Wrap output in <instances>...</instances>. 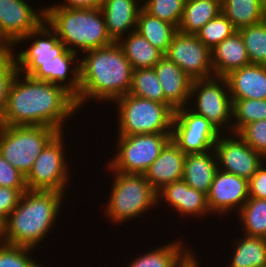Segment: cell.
Masks as SVG:
<instances>
[{
	"label": "cell",
	"mask_w": 266,
	"mask_h": 267,
	"mask_svg": "<svg viewBox=\"0 0 266 267\" xmlns=\"http://www.w3.org/2000/svg\"><path fill=\"white\" fill-rule=\"evenodd\" d=\"M114 172V183L108 201L106 216L122 223L140 216L158 203V192L146 180L145 175Z\"/></svg>",
	"instance_id": "cell-7"
},
{
	"label": "cell",
	"mask_w": 266,
	"mask_h": 267,
	"mask_svg": "<svg viewBox=\"0 0 266 267\" xmlns=\"http://www.w3.org/2000/svg\"><path fill=\"white\" fill-rule=\"evenodd\" d=\"M192 96H196L194 102L196 109L192 108L193 112L204 116L221 133H223L221 129L225 127L230 126L226 130H232V126L228 123H233L229 120L232 117L233 102L225 77L214 76L193 80L190 98H193Z\"/></svg>",
	"instance_id": "cell-9"
},
{
	"label": "cell",
	"mask_w": 266,
	"mask_h": 267,
	"mask_svg": "<svg viewBox=\"0 0 266 267\" xmlns=\"http://www.w3.org/2000/svg\"><path fill=\"white\" fill-rule=\"evenodd\" d=\"M233 135L235 138L231 136L223 138L221 134L215 143L218 169L249 180L264 162V158L237 133Z\"/></svg>",
	"instance_id": "cell-13"
},
{
	"label": "cell",
	"mask_w": 266,
	"mask_h": 267,
	"mask_svg": "<svg viewBox=\"0 0 266 267\" xmlns=\"http://www.w3.org/2000/svg\"><path fill=\"white\" fill-rule=\"evenodd\" d=\"M104 0H65V4L55 5L53 7L62 8H101Z\"/></svg>",
	"instance_id": "cell-43"
},
{
	"label": "cell",
	"mask_w": 266,
	"mask_h": 267,
	"mask_svg": "<svg viewBox=\"0 0 266 267\" xmlns=\"http://www.w3.org/2000/svg\"><path fill=\"white\" fill-rule=\"evenodd\" d=\"M171 140V133L119 135L116 155L110 160V171L144 175Z\"/></svg>",
	"instance_id": "cell-8"
},
{
	"label": "cell",
	"mask_w": 266,
	"mask_h": 267,
	"mask_svg": "<svg viewBox=\"0 0 266 267\" xmlns=\"http://www.w3.org/2000/svg\"><path fill=\"white\" fill-rule=\"evenodd\" d=\"M13 51L0 57V124L5 112L8 92L11 83L18 72Z\"/></svg>",
	"instance_id": "cell-38"
},
{
	"label": "cell",
	"mask_w": 266,
	"mask_h": 267,
	"mask_svg": "<svg viewBox=\"0 0 266 267\" xmlns=\"http://www.w3.org/2000/svg\"><path fill=\"white\" fill-rule=\"evenodd\" d=\"M79 61L80 90L77 107L89 99L115 101L129 93L133 69L117 42L85 51Z\"/></svg>",
	"instance_id": "cell-2"
},
{
	"label": "cell",
	"mask_w": 266,
	"mask_h": 267,
	"mask_svg": "<svg viewBox=\"0 0 266 267\" xmlns=\"http://www.w3.org/2000/svg\"><path fill=\"white\" fill-rule=\"evenodd\" d=\"M32 248L16 246L0 240V267H44L29 256Z\"/></svg>",
	"instance_id": "cell-37"
},
{
	"label": "cell",
	"mask_w": 266,
	"mask_h": 267,
	"mask_svg": "<svg viewBox=\"0 0 266 267\" xmlns=\"http://www.w3.org/2000/svg\"><path fill=\"white\" fill-rule=\"evenodd\" d=\"M186 154L170 140L146 171L145 178L158 192L165 185L181 180Z\"/></svg>",
	"instance_id": "cell-18"
},
{
	"label": "cell",
	"mask_w": 266,
	"mask_h": 267,
	"mask_svg": "<svg viewBox=\"0 0 266 267\" xmlns=\"http://www.w3.org/2000/svg\"><path fill=\"white\" fill-rule=\"evenodd\" d=\"M264 163L265 161L248 180L249 198L266 199V166Z\"/></svg>",
	"instance_id": "cell-42"
},
{
	"label": "cell",
	"mask_w": 266,
	"mask_h": 267,
	"mask_svg": "<svg viewBox=\"0 0 266 267\" xmlns=\"http://www.w3.org/2000/svg\"><path fill=\"white\" fill-rule=\"evenodd\" d=\"M193 254L189 250L174 267H199L195 254Z\"/></svg>",
	"instance_id": "cell-44"
},
{
	"label": "cell",
	"mask_w": 266,
	"mask_h": 267,
	"mask_svg": "<svg viewBox=\"0 0 266 267\" xmlns=\"http://www.w3.org/2000/svg\"><path fill=\"white\" fill-rule=\"evenodd\" d=\"M237 30L231 21L221 12L208 21L197 33V37L211 50Z\"/></svg>",
	"instance_id": "cell-35"
},
{
	"label": "cell",
	"mask_w": 266,
	"mask_h": 267,
	"mask_svg": "<svg viewBox=\"0 0 266 267\" xmlns=\"http://www.w3.org/2000/svg\"><path fill=\"white\" fill-rule=\"evenodd\" d=\"M118 105V135L171 133L175 111L159 103L126 94L115 100Z\"/></svg>",
	"instance_id": "cell-5"
},
{
	"label": "cell",
	"mask_w": 266,
	"mask_h": 267,
	"mask_svg": "<svg viewBox=\"0 0 266 267\" xmlns=\"http://www.w3.org/2000/svg\"><path fill=\"white\" fill-rule=\"evenodd\" d=\"M138 0H104L101 12L104 16L106 29L110 38L117 42L124 33L136 30L138 15L142 5ZM139 7V8H138Z\"/></svg>",
	"instance_id": "cell-21"
},
{
	"label": "cell",
	"mask_w": 266,
	"mask_h": 267,
	"mask_svg": "<svg viewBox=\"0 0 266 267\" xmlns=\"http://www.w3.org/2000/svg\"><path fill=\"white\" fill-rule=\"evenodd\" d=\"M263 19L266 20V0H262Z\"/></svg>",
	"instance_id": "cell-46"
},
{
	"label": "cell",
	"mask_w": 266,
	"mask_h": 267,
	"mask_svg": "<svg viewBox=\"0 0 266 267\" xmlns=\"http://www.w3.org/2000/svg\"><path fill=\"white\" fill-rule=\"evenodd\" d=\"M237 134L266 161V119L248 123Z\"/></svg>",
	"instance_id": "cell-39"
},
{
	"label": "cell",
	"mask_w": 266,
	"mask_h": 267,
	"mask_svg": "<svg viewBox=\"0 0 266 267\" xmlns=\"http://www.w3.org/2000/svg\"><path fill=\"white\" fill-rule=\"evenodd\" d=\"M63 197L57 191L26 190L1 225V241L36 248L54 226Z\"/></svg>",
	"instance_id": "cell-3"
},
{
	"label": "cell",
	"mask_w": 266,
	"mask_h": 267,
	"mask_svg": "<svg viewBox=\"0 0 266 267\" xmlns=\"http://www.w3.org/2000/svg\"><path fill=\"white\" fill-rule=\"evenodd\" d=\"M132 69L154 68L164 54L136 30L117 41Z\"/></svg>",
	"instance_id": "cell-25"
},
{
	"label": "cell",
	"mask_w": 266,
	"mask_h": 267,
	"mask_svg": "<svg viewBox=\"0 0 266 267\" xmlns=\"http://www.w3.org/2000/svg\"><path fill=\"white\" fill-rule=\"evenodd\" d=\"M129 94L151 101L165 103L164 92L154 68L133 70Z\"/></svg>",
	"instance_id": "cell-32"
},
{
	"label": "cell",
	"mask_w": 266,
	"mask_h": 267,
	"mask_svg": "<svg viewBox=\"0 0 266 267\" xmlns=\"http://www.w3.org/2000/svg\"><path fill=\"white\" fill-rule=\"evenodd\" d=\"M183 107L175 110L171 140L185 153L214 150L221 133L204 116Z\"/></svg>",
	"instance_id": "cell-11"
},
{
	"label": "cell",
	"mask_w": 266,
	"mask_h": 267,
	"mask_svg": "<svg viewBox=\"0 0 266 267\" xmlns=\"http://www.w3.org/2000/svg\"><path fill=\"white\" fill-rule=\"evenodd\" d=\"M45 21V9L35 12L24 0H0V35L13 46Z\"/></svg>",
	"instance_id": "cell-15"
},
{
	"label": "cell",
	"mask_w": 266,
	"mask_h": 267,
	"mask_svg": "<svg viewBox=\"0 0 266 267\" xmlns=\"http://www.w3.org/2000/svg\"><path fill=\"white\" fill-rule=\"evenodd\" d=\"M26 190L0 187V225L8 219L10 213L16 208L22 194Z\"/></svg>",
	"instance_id": "cell-41"
},
{
	"label": "cell",
	"mask_w": 266,
	"mask_h": 267,
	"mask_svg": "<svg viewBox=\"0 0 266 267\" xmlns=\"http://www.w3.org/2000/svg\"><path fill=\"white\" fill-rule=\"evenodd\" d=\"M76 56L75 52L66 49L61 55L49 60L48 63H43L31 77L36 80L63 85V83H60L65 82L67 75L72 71L73 75L70 77V84H66L65 87L76 97L80 90L79 62L75 61L77 59ZM72 62L78 65L70 70V66H73Z\"/></svg>",
	"instance_id": "cell-23"
},
{
	"label": "cell",
	"mask_w": 266,
	"mask_h": 267,
	"mask_svg": "<svg viewBox=\"0 0 266 267\" xmlns=\"http://www.w3.org/2000/svg\"><path fill=\"white\" fill-rule=\"evenodd\" d=\"M162 86L165 104L174 111L187 106L190 99L192 79L173 61L163 56L154 66Z\"/></svg>",
	"instance_id": "cell-17"
},
{
	"label": "cell",
	"mask_w": 266,
	"mask_h": 267,
	"mask_svg": "<svg viewBox=\"0 0 266 267\" xmlns=\"http://www.w3.org/2000/svg\"><path fill=\"white\" fill-rule=\"evenodd\" d=\"M238 212L245 235L266 239V199L248 198Z\"/></svg>",
	"instance_id": "cell-31"
},
{
	"label": "cell",
	"mask_w": 266,
	"mask_h": 267,
	"mask_svg": "<svg viewBox=\"0 0 266 267\" xmlns=\"http://www.w3.org/2000/svg\"><path fill=\"white\" fill-rule=\"evenodd\" d=\"M219 13L221 0H186L177 30L184 34H196Z\"/></svg>",
	"instance_id": "cell-26"
},
{
	"label": "cell",
	"mask_w": 266,
	"mask_h": 267,
	"mask_svg": "<svg viewBox=\"0 0 266 267\" xmlns=\"http://www.w3.org/2000/svg\"><path fill=\"white\" fill-rule=\"evenodd\" d=\"M157 197L159 201H161L160 197L165 199L164 201L169 204V207L171 205L185 216L197 214L198 217L201 214L206 215V212L209 214L207 194L189 187L183 179L165 185L158 191Z\"/></svg>",
	"instance_id": "cell-20"
},
{
	"label": "cell",
	"mask_w": 266,
	"mask_h": 267,
	"mask_svg": "<svg viewBox=\"0 0 266 267\" xmlns=\"http://www.w3.org/2000/svg\"><path fill=\"white\" fill-rule=\"evenodd\" d=\"M249 198L248 180L218 169L215 173L207 202L209 211L218 214L242 208ZM236 207V209L234 208Z\"/></svg>",
	"instance_id": "cell-16"
},
{
	"label": "cell",
	"mask_w": 266,
	"mask_h": 267,
	"mask_svg": "<svg viewBox=\"0 0 266 267\" xmlns=\"http://www.w3.org/2000/svg\"><path fill=\"white\" fill-rule=\"evenodd\" d=\"M63 133L59 132L42 150L32 169L25 177L27 190L57 191L64 193L69 171L65 163ZM65 160V161H64Z\"/></svg>",
	"instance_id": "cell-10"
},
{
	"label": "cell",
	"mask_w": 266,
	"mask_h": 267,
	"mask_svg": "<svg viewBox=\"0 0 266 267\" xmlns=\"http://www.w3.org/2000/svg\"><path fill=\"white\" fill-rule=\"evenodd\" d=\"M186 0H143L142 9L149 15L178 28Z\"/></svg>",
	"instance_id": "cell-36"
},
{
	"label": "cell",
	"mask_w": 266,
	"mask_h": 267,
	"mask_svg": "<svg viewBox=\"0 0 266 267\" xmlns=\"http://www.w3.org/2000/svg\"><path fill=\"white\" fill-rule=\"evenodd\" d=\"M12 52V47L0 35V57Z\"/></svg>",
	"instance_id": "cell-45"
},
{
	"label": "cell",
	"mask_w": 266,
	"mask_h": 267,
	"mask_svg": "<svg viewBox=\"0 0 266 267\" xmlns=\"http://www.w3.org/2000/svg\"><path fill=\"white\" fill-rule=\"evenodd\" d=\"M225 78L231 99H266V65L249 64Z\"/></svg>",
	"instance_id": "cell-19"
},
{
	"label": "cell",
	"mask_w": 266,
	"mask_h": 267,
	"mask_svg": "<svg viewBox=\"0 0 266 267\" xmlns=\"http://www.w3.org/2000/svg\"><path fill=\"white\" fill-rule=\"evenodd\" d=\"M164 56L173 61L192 80L214 77L211 49L205 46L196 34L177 31Z\"/></svg>",
	"instance_id": "cell-12"
},
{
	"label": "cell",
	"mask_w": 266,
	"mask_h": 267,
	"mask_svg": "<svg viewBox=\"0 0 266 267\" xmlns=\"http://www.w3.org/2000/svg\"><path fill=\"white\" fill-rule=\"evenodd\" d=\"M238 31L251 64L266 65V20Z\"/></svg>",
	"instance_id": "cell-34"
},
{
	"label": "cell",
	"mask_w": 266,
	"mask_h": 267,
	"mask_svg": "<svg viewBox=\"0 0 266 267\" xmlns=\"http://www.w3.org/2000/svg\"><path fill=\"white\" fill-rule=\"evenodd\" d=\"M30 37H38V39L34 40L30 48L22 50L15 58L18 72L22 71L27 76H31L43 63H48L67 49L46 21L27 36L20 38L12 47L28 38L30 40Z\"/></svg>",
	"instance_id": "cell-14"
},
{
	"label": "cell",
	"mask_w": 266,
	"mask_h": 267,
	"mask_svg": "<svg viewBox=\"0 0 266 267\" xmlns=\"http://www.w3.org/2000/svg\"><path fill=\"white\" fill-rule=\"evenodd\" d=\"M217 170L218 162L215 150L186 154L182 179L189 187L208 194Z\"/></svg>",
	"instance_id": "cell-24"
},
{
	"label": "cell",
	"mask_w": 266,
	"mask_h": 267,
	"mask_svg": "<svg viewBox=\"0 0 266 267\" xmlns=\"http://www.w3.org/2000/svg\"><path fill=\"white\" fill-rule=\"evenodd\" d=\"M235 249L230 267H265L266 239L248 236L235 241Z\"/></svg>",
	"instance_id": "cell-29"
},
{
	"label": "cell",
	"mask_w": 266,
	"mask_h": 267,
	"mask_svg": "<svg viewBox=\"0 0 266 267\" xmlns=\"http://www.w3.org/2000/svg\"><path fill=\"white\" fill-rule=\"evenodd\" d=\"M214 75L225 77L230 72L251 64L239 31L211 50Z\"/></svg>",
	"instance_id": "cell-22"
},
{
	"label": "cell",
	"mask_w": 266,
	"mask_h": 267,
	"mask_svg": "<svg viewBox=\"0 0 266 267\" xmlns=\"http://www.w3.org/2000/svg\"><path fill=\"white\" fill-rule=\"evenodd\" d=\"M221 12L237 31L264 20L262 0H221Z\"/></svg>",
	"instance_id": "cell-28"
},
{
	"label": "cell",
	"mask_w": 266,
	"mask_h": 267,
	"mask_svg": "<svg viewBox=\"0 0 266 267\" xmlns=\"http://www.w3.org/2000/svg\"><path fill=\"white\" fill-rule=\"evenodd\" d=\"M136 31L165 55L174 34L178 30L173 24L153 17L141 9L138 15Z\"/></svg>",
	"instance_id": "cell-27"
},
{
	"label": "cell",
	"mask_w": 266,
	"mask_h": 267,
	"mask_svg": "<svg viewBox=\"0 0 266 267\" xmlns=\"http://www.w3.org/2000/svg\"><path fill=\"white\" fill-rule=\"evenodd\" d=\"M45 9V21L55 31L69 51L81 52L110 45L114 41L108 35L100 8ZM71 45V46H70Z\"/></svg>",
	"instance_id": "cell-4"
},
{
	"label": "cell",
	"mask_w": 266,
	"mask_h": 267,
	"mask_svg": "<svg viewBox=\"0 0 266 267\" xmlns=\"http://www.w3.org/2000/svg\"><path fill=\"white\" fill-rule=\"evenodd\" d=\"M0 187L27 189L25 176L0 154Z\"/></svg>",
	"instance_id": "cell-40"
},
{
	"label": "cell",
	"mask_w": 266,
	"mask_h": 267,
	"mask_svg": "<svg viewBox=\"0 0 266 267\" xmlns=\"http://www.w3.org/2000/svg\"><path fill=\"white\" fill-rule=\"evenodd\" d=\"M59 133L48 126H0V154L25 177L44 147Z\"/></svg>",
	"instance_id": "cell-6"
},
{
	"label": "cell",
	"mask_w": 266,
	"mask_h": 267,
	"mask_svg": "<svg viewBox=\"0 0 266 267\" xmlns=\"http://www.w3.org/2000/svg\"><path fill=\"white\" fill-rule=\"evenodd\" d=\"M232 134L251 122L266 119V99H232Z\"/></svg>",
	"instance_id": "cell-33"
},
{
	"label": "cell",
	"mask_w": 266,
	"mask_h": 267,
	"mask_svg": "<svg viewBox=\"0 0 266 267\" xmlns=\"http://www.w3.org/2000/svg\"><path fill=\"white\" fill-rule=\"evenodd\" d=\"M17 72L7 97L1 125L48 126L63 132V124L78 107L75 96L65 87ZM67 117V118H66Z\"/></svg>",
	"instance_id": "cell-1"
},
{
	"label": "cell",
	"mask_w": 266,
	"mask_h": 267,
	"mask_svg": "<svg viewBox=\"0 0 266 267\" xmlns=\"http://www.w3.org/2000/svg\"><path fill=\"white\" fill-rule=\"evenodd\" d=\"M174 242L140 255L129 267H174L189 250H183L181 241Z\"/></svg>",
	"instance_id": "cell-30"
}]
</instances>
